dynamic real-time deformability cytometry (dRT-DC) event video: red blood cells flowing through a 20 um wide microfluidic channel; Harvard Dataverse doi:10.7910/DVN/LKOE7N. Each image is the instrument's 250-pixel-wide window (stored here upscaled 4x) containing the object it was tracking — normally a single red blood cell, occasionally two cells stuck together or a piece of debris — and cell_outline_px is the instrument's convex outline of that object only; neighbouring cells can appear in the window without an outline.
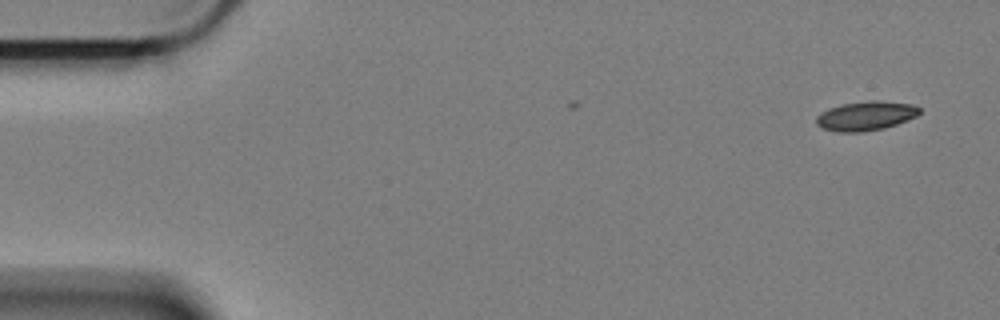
{"species": "Egyptian fruit bat (a non-hibernating species)", "species_latin": "Rousettus aegyptiacus", "temperature_condition": "cold", "stored_images_in_passage": 5, "camera_frame_rate_fps": 3000, "um_per_image_px": 0.085, "animal": {"sex": "female"}, "frame": {"image": 1, "passage_image": 1, "time_ms": 0.0, "image_size_px": [1000, 320], "cell_outline_px": [[920, 112], [916, 116], [896, 124], [884, 128], [860, 132], [836, 132], [824, 128], [816, 124], [816, 116], [820, 112], [828, 108], [840, 104], [872, 100], [876, 100], [912, 104], [920, 108]], "centroid_in_image_um": [73.56, 9.84], "position_along_channel_um": 11.4, "area_um2": 17.57}}